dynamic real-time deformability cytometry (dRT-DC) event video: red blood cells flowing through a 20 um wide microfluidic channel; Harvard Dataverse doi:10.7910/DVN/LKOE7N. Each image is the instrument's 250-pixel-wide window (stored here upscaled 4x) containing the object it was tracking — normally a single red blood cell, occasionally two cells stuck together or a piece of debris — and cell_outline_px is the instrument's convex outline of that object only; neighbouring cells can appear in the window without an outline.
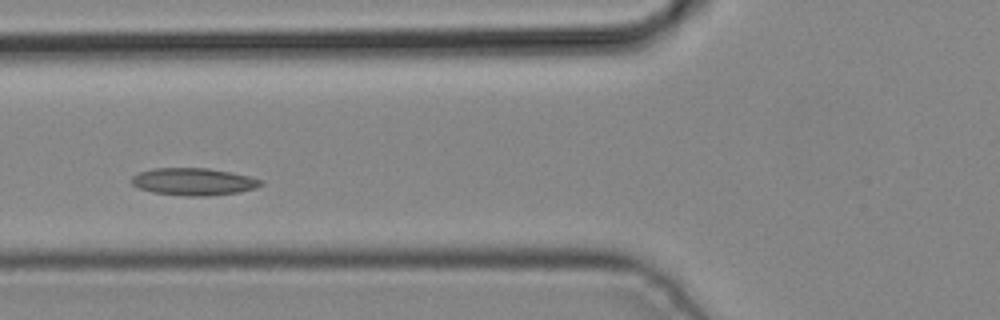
{"species": "common noctule bat (a hibernating species)", "species_latin": "Nyctalus noctula", "temperature_condition": "cold", "stored_images_in_passage": 4, "camera_frame_rate_fps": 3000, "um_per_image_px": 0.085, "animal": {"sex": "male", "body_mass_g": 19.2, "forearm_length_mm": 51.8}, "frame": {"image": 1, "passage_image": 4, "time_ms": 1.0, "image_size_px": [1000, 320], "cell_outline_px": [[264, 184], [256, 188], [240, 192], [208, 196], [184, 196], [152, 192], [140, 188], [132, 184], [132, 176], [140, 172], [152, 168], [208, 168], [232, 172], [264, 180]], "centroid_in_image_um": [16.5, 15.44], "position_along_channel_um": 109.3, "area_um2": 20.69}}